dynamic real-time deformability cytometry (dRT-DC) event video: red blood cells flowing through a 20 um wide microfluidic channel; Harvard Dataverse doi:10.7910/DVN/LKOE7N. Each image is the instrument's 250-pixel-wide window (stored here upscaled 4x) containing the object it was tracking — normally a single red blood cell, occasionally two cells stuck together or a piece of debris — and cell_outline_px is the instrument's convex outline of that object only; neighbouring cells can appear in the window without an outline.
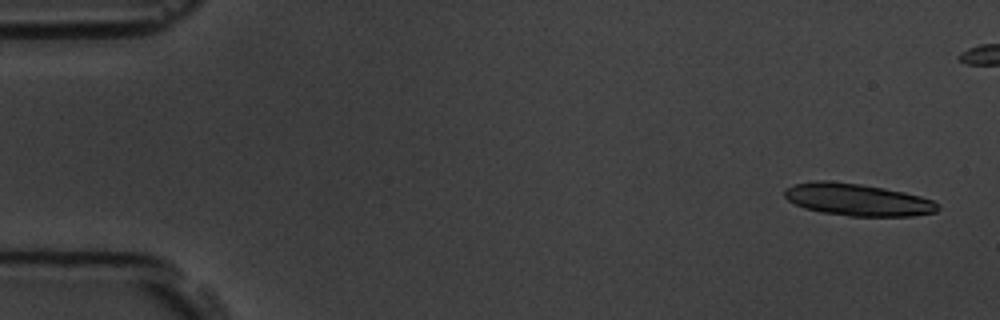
{"species": "common noctule bat (a hibernating species)", "species_latin": "Nyctalus noctula", "temperature_condition": "room temperature", "stored_images_in_passage": 7, "segment_of_instrument_passage": [1, 2], "camera_frame_rate_fps": 3000, "um_per_image_px": 0.085, "animal": {"sex": "male", "body_mass_g": 19.5, "forearm_length_mm": 54.6}, "frame": {"image": 1, "passage_image": 1, "time_ms": 0.0, "image_size_px": [1000, 320], "cell_outline_px": [[940, 208], [936, 212], [912, 216], [848, 216], [824, 212], [804, 208], [788, 200], [784, 196], [784, 188], [796, 184], [812, 180], [828, 180], [860, 184], [884, 188], [904, 192], [920, 196], [932, 200], [940, 204]], "centroid_in_image_um": [72.89, 16.97], "position_along_channel_um": 12.1, "area_um2": 28.78}}